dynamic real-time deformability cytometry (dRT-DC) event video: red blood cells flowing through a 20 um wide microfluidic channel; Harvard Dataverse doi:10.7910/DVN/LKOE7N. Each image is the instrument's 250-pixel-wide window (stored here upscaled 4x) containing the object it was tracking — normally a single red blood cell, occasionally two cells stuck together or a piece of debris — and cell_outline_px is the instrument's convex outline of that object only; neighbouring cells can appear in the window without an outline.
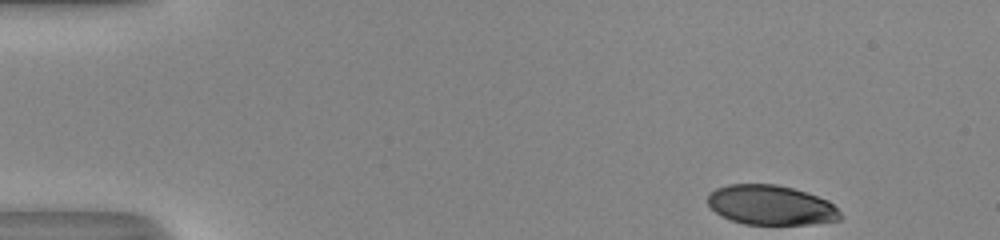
{"species": "human", "species_latin": "Homo sapiens", "temperature_condition": "room temperature", "stored_images_in_passage": 46, "camera_frame_rate_fps": 3000, "um_per_image_px": 0.085, "donor": {"sex": "male"}, "frame": {"image": 1, "passage_image": 1, "time_ms": 0.0, "image_size_px": [1000, 240], "cell_outline_px": [[844, 216], [840, 220], [812, 224], [744, 224], [732, 220], [716, 212], [708, 204], [708, 192], [716, 188], [728, 184], [776, 184], [808, 192], [828, 200]], "centroid_in_image_um": [65.55, 17.43], "position_along_channel_um": 19.5, "area_um2": 30.75}}
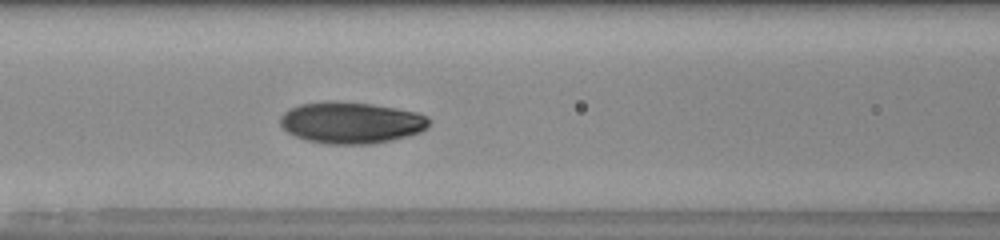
{"frame": {"image": 2, "passage_image": 18, "time_ms": 5.667, "image_size_px": [1000, 240], "cell_outline_px": [[432, 120], [428, 128], [420, 132], [408, 136], [392, 140], [372, 144], [328, 144], [308, 140], [296, 136], [288, 132], [280, 124], [280, 116], [288, 108], [300, 104], [328, 100], [336, 100], [372, 104], [396, 108], [416, 112], [428, 116]], "centroid_in_image_um": [29.87, 10.41], "position_along_channel_um": 136.7, "area_um2": 36.41}}
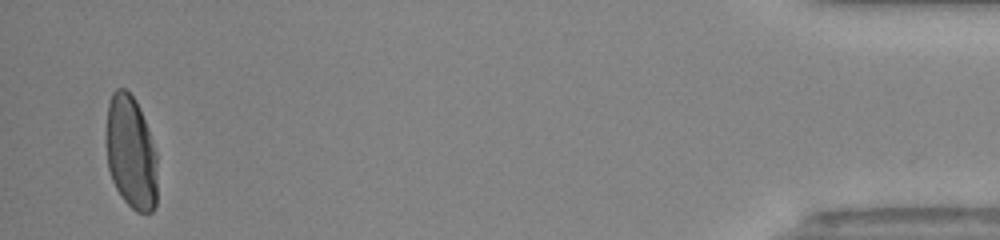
{"frame": {"image": 3, "passage_image": 45, "time_ms": 14.667, "image_size_px": [1000, 240], "cell_outline_px": [[156, 208], [152, 212], [136, 212], [120, 196], [112, 180], [108, 168], [108, 104], [112, 92], [116, 88], [124, 88], [136, 100], [140, 108], [156, 148]], "centroid_in_image_um": [11.16, 12.98], "position_along_channel_um": 424.0, "area_um2": 33.58}, "authors_computed_cell_mechanics": {"area_um2": 34.0731, "velocity_mm_per_s": 4.118, "shape_relaxation_time_tau1_ms": 3.8273, "shape_relaxation_time_tau2_ms": null, "deformation_change_tau1": 0.1848, "deformation_change_tau2": null}}